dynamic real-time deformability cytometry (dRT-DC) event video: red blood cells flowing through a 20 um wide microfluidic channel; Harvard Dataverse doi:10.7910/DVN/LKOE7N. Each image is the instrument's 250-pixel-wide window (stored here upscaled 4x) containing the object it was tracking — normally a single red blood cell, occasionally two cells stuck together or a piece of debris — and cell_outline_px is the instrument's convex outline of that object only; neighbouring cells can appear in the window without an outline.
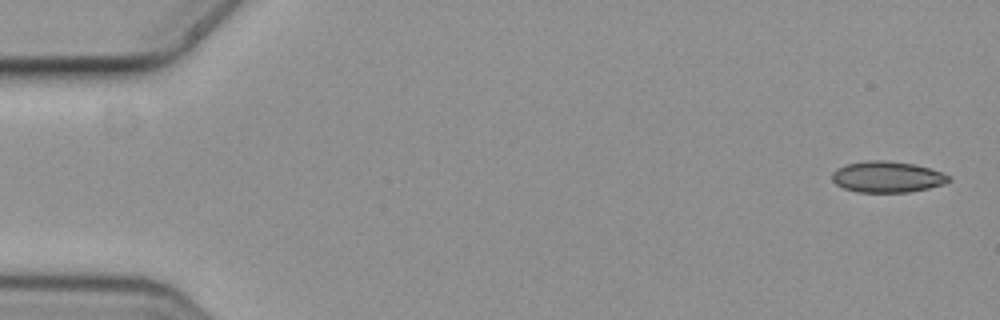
{"species": "common noctule bat (a hibernating species)", "species_latin": "Nyctalus noctula", "temperature_condition": "cold", "stored_images_in_passage": 6, "camera_frame_rate_fps": 3000, "um_per_image_px": 0.085, "animal": {"sex": "female", "body_mass_g": 19.3, "forearm_length_mm": 54.1}, "frame": {"image": 1, "passage_image": 1, "time_ms": 0.0, "image_size_px": [1000, 320], "cell_outline_px": [[952, 180], [944, 184], [928, 188], [908, 192], [856, 192], [844, 188], [836, 184], [832, 180], [832, 172], [836, 168], [844, 164], [868, 160], [884, 160], [912, 164], [928, 168], [940, 172], [948, 176]], "centroid_in_image_um": [75.36, 15.03], "position_along_channel_um": 9.6, "area_um2": 21.1}}
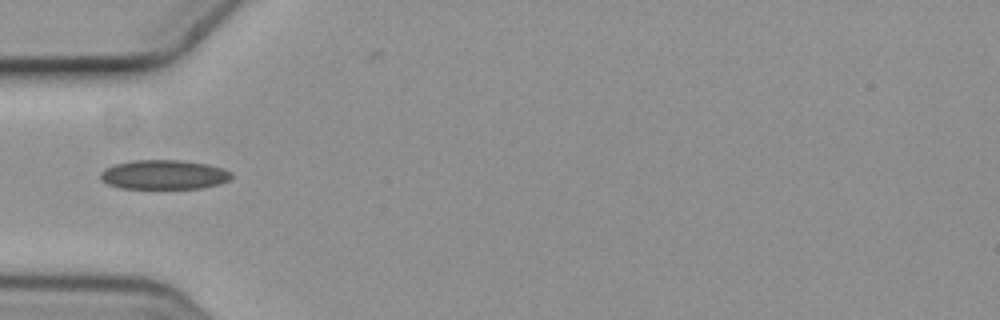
{"frame": {"image": 2, "passage_image": 5, "time_ms": 1.333, "image_size_px": [1000, 320], "cell_outline_px": [[232, 176], [228, 180], [220, 184], [204, 188], [120, 188], [108, 184], [100, 180], [100, 172], [104, 168], [116, 164], [132, 160], [184, 160], [208, 164], [224, 168], [232, 172]], "centroid_in_image_um": [13.95, 14.84], "position_along_channel_um": 71.1, "area_um2": 22.66}}
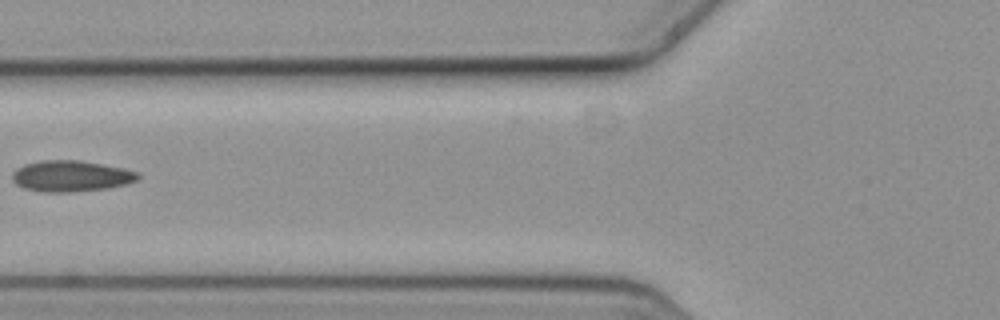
{"frame": {"image": 3, "passage_image": 6, "time_ms": 1.667, "image_size_px": [1000, 320], "cell_outline_px": [[140, 176], [136, 180], [128, 184], [108, 188], [72, 192], [40, 192], [24, 188], [16, 184], [12, 180], [12, 172], [16, 168], [24, 164], [40, 160], [80, 160], [124, 168], [140, 172]], "centroid_in_image_um": [6.03, 14.96], "position_along_channel_um": 119.8, "area_um2": 23.06}}